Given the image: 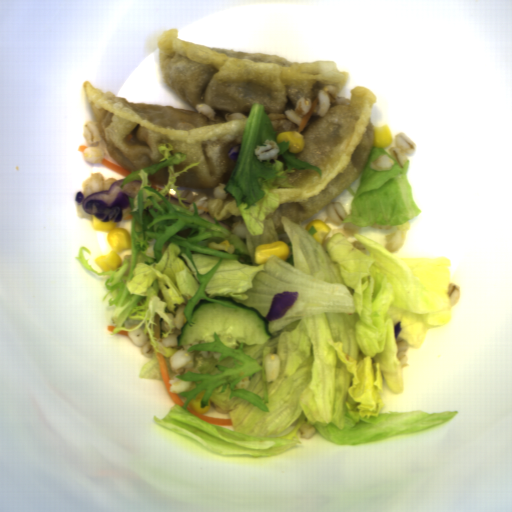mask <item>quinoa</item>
I'll return each instance as SVG.
<instances>
[{"mask_svg":"<svg viewBox=\"0 0 512 512\" xmlns=\"http://www.w3.org/2000/svg\"><path fill=\"white\" fill-rule=\"evenodd\" d=\"M263 145L265 146H258L255 148L254 153L257 155V159L260 161L263 160H269L275 157L277 153H279L280 148L278 147L277 143L274 141H270L269 139H266L263 142Z\"/></svg>","mask_w":512,"mask_h":512,"instance_id":"12","label":"quinoa"},{"mask_svg":"<svg viewBox=\"0 0 512 512\" xmlns=\"http://www.w3.org/2000/svg\"><path fill=\"white\" fill-rule=\"evenodd\" d=\"M249 383H250L249 376H245L243 379L239 380V382L236 384L235 388L246 389L249 387Z\"/></svg>","mask_w":512,"mask_h":512,"instance_id":"24","label":"quinoa"},{"mask_svg":"<svg viewBox=\"0 0 512 512\" xmlns=\"http://www.w3.org/2000/svg\"><path fill=\"white\" fill-rule=\"evenodd\" d=\"M226 183H219L217 187L214 188L213 194L216 197V199L224 200L228 196V192L224 191L226 188Z\"/></svg>","mask_w":512,"mask_h":512,"instance_id":"20","label":"quinoa"},{"mask_svg":"<svg viewBox=\"0 0 512 512\" xmlns=\"http://www.w3.org/2000/svg\"><path fill=\"white\" fill-rule=\"evenodd\" d=\"M76 213H77V216L79 218H85V219H90L92 218V214H89L88 212H86L82 206V203H77L76 205Z\"/></svg>","mask_w":512,"mask_h":512,"instance_id":"22","label":"quinoa"},{"mask_svg":"<svg viewBox=\"0 0 512 512\" xmlns=\"http://www.w3.org/2000/svg\"><path fill=\"white\" fill-rule=\"evenodd\" d=\"M118 181L113 177H109L105 179L103 174L98 172L92 173V175L85 179L81 185L82 195L83 197H88L93 193H98L101 191H109L110 187L113 183Z\"/></svg>","mask_w":512,"mask_h":512,"instance_id":"6","label":"quinoa"},{"mask_svg":"<svg viewBox=\"0 0 512 512\" xmlns=\"http://www.w3.org/2000/svg\"><path fill=\"white\" fill-rule=\"evenodd\" d=\"M326 221H331L335 225L344 224V221L350 216L347 214L341 203L331 202L326 206Z\"/></svg>","mask_w":512,"mask_h":512,"instance_id":"10","label":"quinoa"},{"mask_svg":"<svg viewBox=\"0 0 512 512\" xmlns=\"http://www.w3.org/2000/svg\"><path fill=\"white\" fill-rule=\"evenodd\" d=\"M362 226L356 225L354 223H345L343 228L346 232V235L349 237H353L354 234H358Z\"/></svg>","mask_w":512,"mask_h":512,"instance_id":"21","label":"quinoa"},{"mask_svg":"<svg viewBox=\"0 0 512 512\" xmlns=\"http://www.w3.org/2000/svg\"><path fill=\"white\" fill-rule=\"evenodd\" d=\"M395 344L397 346L396 358L400 361V364L403 366L408 361L407 351L409 349V342L402 337L395 338Z\"/></svg>","mask_w":512,"mask_h":512,"instance_id":"15","label":"quinoa"},{"mask_svg":"<svg viewBox=\"0 0 512 512\" xmlns=\"http://www.w3.org/2000/svg\"><path fill=\"white\" fill-rule=\"evenodd\" d=\"M447 294L450 299V306H454L461 299V287L452 283H449Z\"/></svg>","mask_w":512,"mask_h":512,"instance_id":"17","label":"quinoa"},{"mask_svg":"<svg viewBox=\"0 0 512 512\" xmlns=\"http://www.w3.org/2000/svg\"><path fill=\"white\" fill-rule=\"evenodd\" d=\"M397 226L395 232L385 235L387 245L384 248L390 253H395L403 246L406 241L405 235L411 228V222L408 220L403 224H397Z\"/></svg>","mask_w":512,"mask_h":512,"instance_id":"8","label":"quinoa"},{"mask_svg":"<svg viewBox=\"0 0 512 512\" xmlns=\"http://www.w3.org/2000/svg\"><path fill=\"white\" fill-rule=\"evenodd\" d=\"M197 343H205V342H195L189 346H182L180 350L169 356V365L175 374L172 375L169 383L171 387H169V392L179 394L187 390L191 387L193 381H185L176 376L186 374L187 372H193L196 374H200V370L197 366L198 358H214V360H219L221 353L218 351L211 350H194L188 351L194 344Z\"/></svg>","mask_w":512,"mask_h":512,"instance_id":"1","label":"quinoa"},{"mask_svg":"<svg viewBox=\"0 0 512 512\" xmlns=\"http://www.w3.org/2000/svg\"><path fill=\"white\" fill-rule=\"evenodd\" d=\"M241 118H246L245 114H243L241 112L226 113V115H225L226 121H231V120H236V119H241Z\"/></svg>","mask_w":512,"mask_h":512,"instance_id":"23","label":"quinoa"},{"mask_svg":"<svg viewBox=\"0 0 512 512\" xmlns=\"http://www.w3.org/2000/svg\"><path fill=\"white\" fill-rule=\"evenodd\" d=\"M179 194L181 198H186L182 200V202L191 203L189 210L192 212L194 210L193 203L196 204L198 215L203 214V212L208 208L210 201L212 200L208 197L207 193L200 191H190L186 189L180 190Z\"/></svg>","mask_w":512,"mask_h":512,"instance_id":"7","label":"quinoa"},{"mask_svg":"<svg viewBox=\"0 0 512 512\" xmlns=\"http://www.w3.org/2000/svg\"><path fill=\"white\" fill-rule=\"evenodd\" d=\"M83 137H86L87 145H91L101 141L99 122L87 121L84 123L82 130Z\"/></svg>","mask_w":512,"mask_h":512,"instance_id":"13","label":"quinoa"},{"mask_svg":"<svg viewBox=\"0 0 512 512\" xmlns=\"http://www.w3.org/2000/svg\"><path fill=\"white\" fill-rule=\"evenodd\" d=\"M312 105L311 98L306 99L304 96L300 97L299 101L296 102L295 109H285V116L288 121L283 123L282 129L284 132H289L294 125L301 124L303 117L309 113L310 107Z\"/></svg>","mask_w":512,"mask_h":512,"instance_id":"5","label":"quinoa"},{"mask_svg":"<svg viewBox=\"0 0 512 512\" xmlns=\"http://www.w3.org/2000/svg\"><path fill=\"white\" fill-rule=\"evenodd\" d=\"M299 431H300L301 438L308 440V439H311L315 435L316 428L314 425L309 424L308 422H304L300 426Z\"/></svg>","mask_w":512,"mask_h":512,"instance_id":"18","label":"quinoa"},{"mask_svg":"<svg viewBox=\"0 0 512 512\" xmlns=\"http://www.w3.org/2000/svg\"><path fill=\"white\" fill-rule=\"evenodd\" d=\"M187 303L188 302H182L180 305L177 306L175 310V316L173 313L167 311L164 312L169 318V320L172 322L174 328L172 330V333H169V337L159 338L157 340V343H159L163 347L171 348L175 345H178V336L181 334L183 325L188 322L187 317L185 315V308Z\"/></svg>","mask_w":512,"mask_h":512,"instance_id":"2","label":"quinoa"},{"mask_svg":"<svg viewBox=\"0 0 512 512\" xmlns=\"http://www.w3.org/2000/svg\"><path fill=\"white\" fill-rule=\"evenodd\" d=\"M128 338L138 347H141V354L145 358H150L154 354V348L150 341H148V336L145 330L142 327H139L133 331H127Z\"/></svg>","mask_w":512,"mask_h":512,"instance_id":"9","label":"quinoa"},{"mask_svg":"<svg viewBox=\"0 0 512 512\" xmlns=\"http://www.w3.org/2000/svg\"><path fill=\"white\" fill-rule=\"evenodd\" d=\"M395 146L388 149L390 155L397 161L400 167H404L407 161L406 153H415L416 144L403 131L395 135Z\"/></svg>","mask_w":512,"mask_h":512,"instance_id":"3","label":"quinoa"},{"mask_svg":"<svg viewBox=\"0 0 512 512\" xmlns=\"http://www.w3.org/2000/svg\"><path fill=\"white\" fill-rule=\"evenodd\" d=\"M194 106H195L196 112H199V113L207 116L211 120H214V117H215L214 110L208 104H205L202 102V103L194 104Z\"/></svg>","mask_w":512,"mask_h":512,"instance_id":"19","label":"quinoa"},{"mask_svg":"<svg viewBox=\"0 0 512 512\" xmlns=\"http://www.w3.org/2000/svg\"><path fill=\"white\" fill-rule=\"evenodd\" d=\"M395 164V160L390 156L382 155L375 161L370 164V168L375 169L376 171H386L391 170L392 166Z\"/></svg>","mask_w":512,"mask_h":512,"instance_id":"16","label":"quinoa"},{"mask_svg":"<svg viewBox=\"0 0 512 512\" xmlns=\"http://www.w3.org/2000/svg\"><path fill=\"white\" fill-rule=\"evenodd\" d=\"M281 367L280 356L277 354H267L265 360V379L267 381L276 380L279 376Z\"/></svg>","mask_w":512,"mask_h":512,"instance_id":"11","label":"quinoa"},{"mask_svg":"<svg viewBox=\"0 0 512 512\" xmlns=\"http://www.w3.org/2000/svg\"><path fill=\"white\" fill-rule=\"evenodd\" d=\"M82 156L83 161L92 164H101L102 159H105L103 148L99 146H90L84 148Z\"/></svg>","mask_w":512,"mask_h":512,"instance_id":"14","label":"quinoa"},{"mask_svg":"<svg viewBox=\"0 0 512 512\" xmlns=\"http://www.w3.org/2000/svg\"><path fill=\"white\" fill-rule=\"evenodd\" d=\"M317 99L319 101L317 115L322 117L325 116L331 104H350V99L338 97V89L333 85H326L324 88H321L317 94Z\"/></svg>","mask_w":512,"mask_h":512,"instance_id":"4","label":"quinoa"},{"mask_svg":"<svg viewBox=\"0 0 512 512\" xmlns=\"http://www.w3.org/2000/svg\"><path fill=\"white\" fill-rule=\"evenodd\" d=\"M370 226H371V228H381V229H383V230H388V229H390L391 227H393L394 225H390V224H389V225H381V224H378V223H375V222H374V224H373V225H370Z\"/></svg>","mask_w":512,"mask_h":512,"instance_id":"25","label":"quinoa"}]
</instances>
